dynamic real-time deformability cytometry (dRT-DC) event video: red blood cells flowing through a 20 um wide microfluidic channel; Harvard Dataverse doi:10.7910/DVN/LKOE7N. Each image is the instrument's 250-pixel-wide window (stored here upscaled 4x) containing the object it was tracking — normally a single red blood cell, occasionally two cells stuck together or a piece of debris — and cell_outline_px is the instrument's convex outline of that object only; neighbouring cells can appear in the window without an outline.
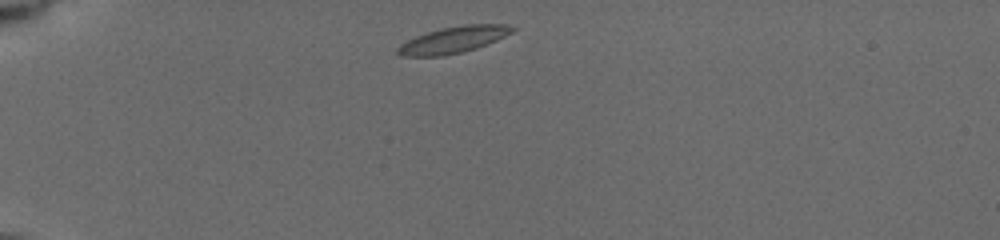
{"species": "common noctule bat (a hibernating species)", "species_latin": "Nyctalus noctula", "temperature_condition": "cold", "stored_images_in_passage": 23, "camera_frame_rate_fps": 3000, "um_per_image_px": 0.085, "animal": {"sex": "female", "body_mass_g": 19.5, "forearm_length_mm": 54.1}, "frame": {"image": 1, "passage_image": 1, "time_ms": 0.0, "image_size_px": [1000, 240], "cell_outline_px": [[516, 28], [512, 32], [496, 40], [476, 48], [444, 56], [400, 56], [396, 52], [396, 48], [400, 44], [416, 36], [440, 28], [464, 24], [504, 24]], "centroid_in_image_um": [38.5, 3.38], "position_along_channel_um": 46.5, "area_um2": 17.57}}
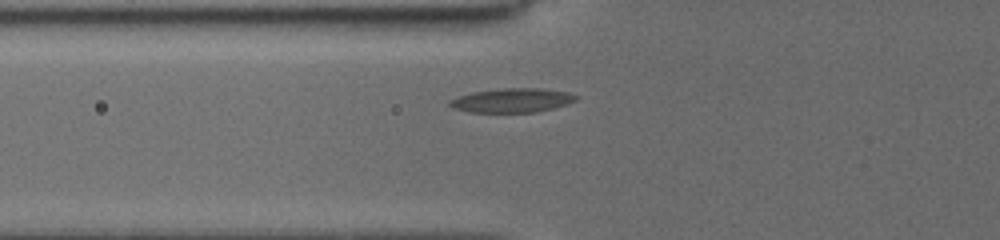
{"frame": {"image": 2, "passage_image": 15, "time_ms": 2.0, "image_size_px": [1000, 240], "cell_outline_px": [[580, 96], [576, 100], [568, 104], [536, 112], [468, 112], [456, 108], [448, 104], [448, 100], [472, 92], [504, 88], [540, 88], [568, 92]], "centroid_in_image_um": [43.56, 8.52], "position_along_channel_um": 82.2, "area_um2": 17.69}}
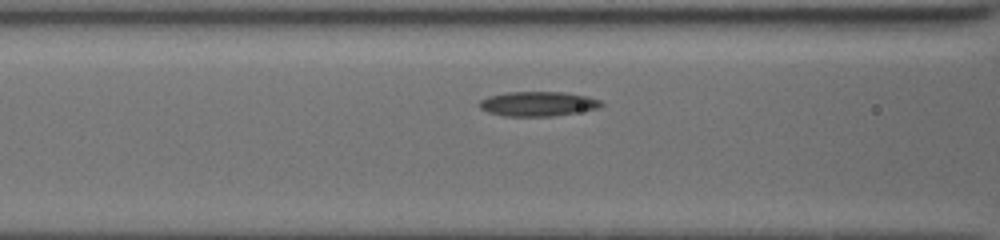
{"frame": {"image": 3, "passage_image": 21, "time_ms": 3.0, "image_size_px": [1000, 240], "cell_outline_px": [[604, 104], [600, 108], [552, 116], [504, 116], [488, 112], [480, 108], [480, 100], [488, 96], [508, 92], [564, 92], [588, 96], [600, 100]], "centroid_in_image_um": [45.74, 8.82], "position_along_channel_um": 120.9, "area_um2": 17.46}}